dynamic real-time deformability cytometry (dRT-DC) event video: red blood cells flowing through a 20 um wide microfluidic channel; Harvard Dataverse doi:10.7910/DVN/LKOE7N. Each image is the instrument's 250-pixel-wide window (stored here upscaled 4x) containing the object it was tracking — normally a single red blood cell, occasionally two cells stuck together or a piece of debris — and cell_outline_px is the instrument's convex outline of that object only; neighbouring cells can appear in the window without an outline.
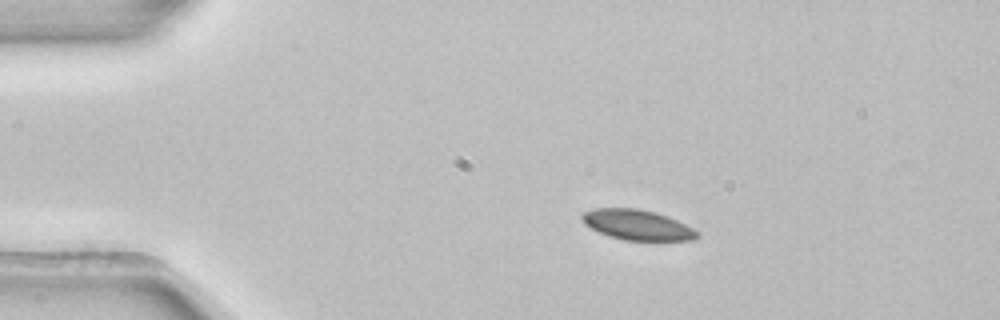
{"species": "common noctule bat (a hibernating species)", "species_latin": "Nyctalus noctula", "temperature_condition": "room temperature", "stored_images_in_passage": 2, "camera_frame_rate_fps": 3000, "um_per_image_px": 0.085, "animal": {"sex": "female", "body_mass_g": 22.7, "forearm_length_mm": 54.2}, "frame": {"image": 1, "passage_image": 1, "time_ms": 0.0, "image_size_px": [1000, 320], "cell_outline_px": [[700, 236], [692, 240], [624, 240], [608, 236], [584, 224], [580, 216], [584, 212], [596, 208], [636, 208], [652, 212], [676, 220], [700, 232]], "centroid_in_image_um": [54.15, 19.12], "position_along_channel_um": 30.9, "area_um2": 20.0}}